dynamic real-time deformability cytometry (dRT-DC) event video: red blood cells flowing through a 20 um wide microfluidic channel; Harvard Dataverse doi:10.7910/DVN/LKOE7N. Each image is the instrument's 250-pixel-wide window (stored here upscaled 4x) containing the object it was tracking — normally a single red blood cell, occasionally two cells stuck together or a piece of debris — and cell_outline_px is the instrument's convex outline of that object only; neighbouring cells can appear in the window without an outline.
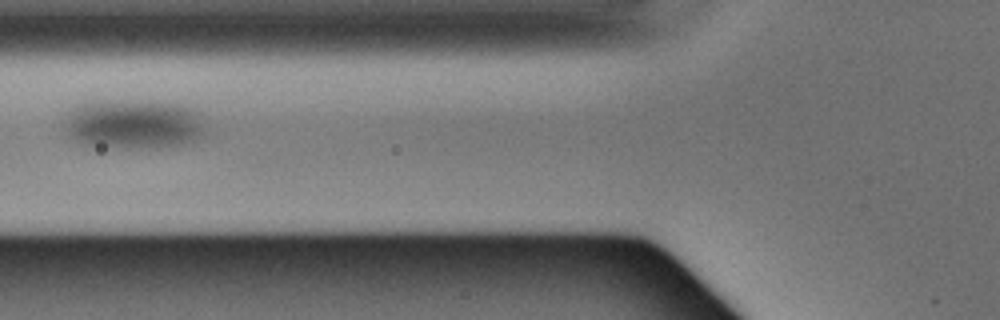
{"species": "Egyptian fruit bat (a non-hibernating species)", "species_latin": "Rousettus aegyptiacus", "temperature_condition": "warm", "stored_images_in_passage": 5, "camera_frame_rate_fps": 3000, "um_per_image_px": 0.085, "animal": {"sex": "male"}, "frame": {"image": 1, "passage_image": 2, "time_ms": 0.333, "image_size_px": [1000, 320], "cell_outline_px": [[204, 132], [192, 140], [180, 144], [88, 144], [72, 136], [68, 132], [68, 128], [76, 112], [88, 104], [160, 104], [184, 108], [188, 112]], "centroid_in_image_um": [11.36, 10.59], "position_along_channel_um": 114.4, "area_um2": 33.81}}